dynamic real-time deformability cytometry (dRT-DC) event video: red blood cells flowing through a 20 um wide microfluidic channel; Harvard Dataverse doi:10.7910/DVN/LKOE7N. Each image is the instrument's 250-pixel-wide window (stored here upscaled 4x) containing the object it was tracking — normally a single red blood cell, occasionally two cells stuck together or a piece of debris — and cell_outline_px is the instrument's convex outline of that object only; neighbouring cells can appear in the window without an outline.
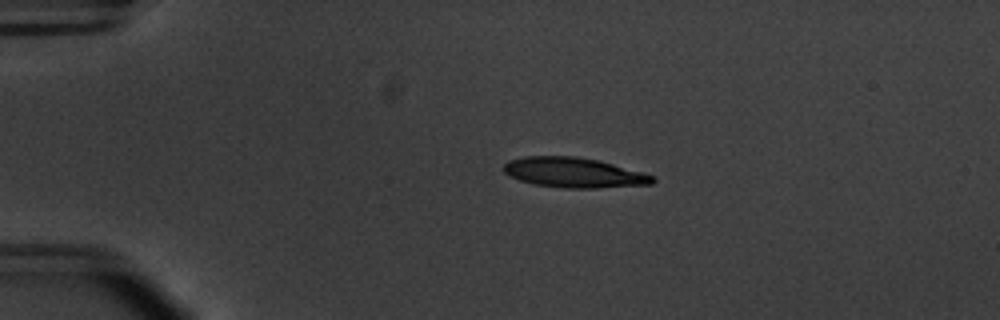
{"species": "common noctule bat (a hibernating species)", "species_latin": "Nyctalus noctula", "temperature_condition": "warm", "stored_images_in_passage": 51, "camera_frame_rate_fps": 3000, "um_per_image_px": 0.085, "animal": {"sex": "male", "body_mass_g": 20.1, "forearm_length_mm": 53.5}, "frame": {"image": 1, "passage_image": 9, "time_ms": 2.667, "image_size_px": [1000, 320], "cell_outline_px": [[656, 180], [652, 184], [596, 188], [564, 188], [536, 184], [520, 180], [508, 176], [500, 168], [508, 160], [524, 156], [576, 156], [596, 160], [612, 164], [656, 176]], "centroid_in_image_um": [48.74, 14.67], "position_along_channel_um": 36.3, "area_um2": 26.07}}
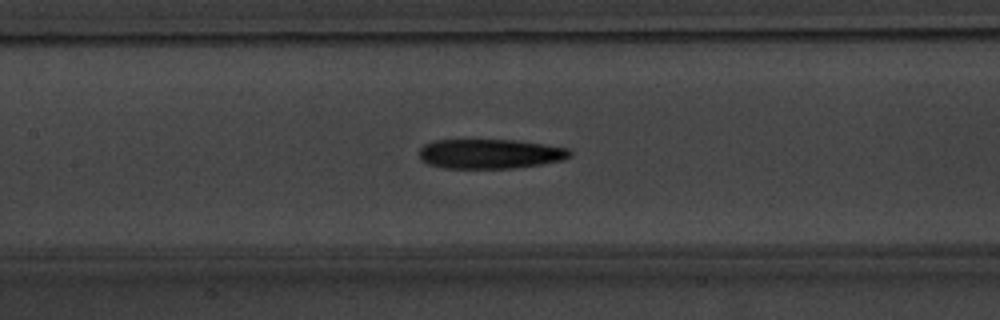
{"frame": {"image": 2, "passage_image": 23, "time_ms": 7.333, "image_size_px": [1000, 320], "cell_outline_px": [[572, 156], [564, 160], [540, 164], [512, 168], [444, 168], [428, 164], [420, 160], [420, 148], [424, 144], [432, 140], [516, 140], [544, 144], [568, 148], [572, 152]], "centroid_in_image_um": [41.65, 13.07], "position_along_channel_um": 165.7, "area_um2": 26.13}}
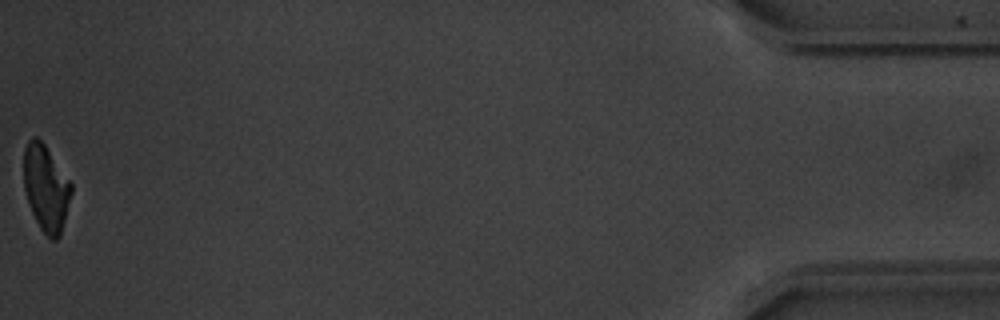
{"frame": {"image": 3, "passage_image": 51, "time_ms": 16.667, "image_size_px": [1000, 320], "cell_outline_px": [[72, 192], [60, 236], [56, 240], [52, 240], [40, 228], [32, 212], [24, 188], [24, 148], [28, 140], [32, 136], [36, 136], [44, 144], [72, 184]], "centroid_in_image_um": [3.9, 15.97], "position_along_channel_um": 431.3, "area_um2": 23.58}, "authors_computed_cell_mechanics": {"area_um2": 25.7788, "velocity_mm_per_s": 3.7889, "shape_relaxation_time_tau1_ms": 3.1044, "shape_relaxation_time_tau2_ms": 7.9172, "deformation_change_tau1": 0.1704, "deformation_change_tau2": 0.2058}}